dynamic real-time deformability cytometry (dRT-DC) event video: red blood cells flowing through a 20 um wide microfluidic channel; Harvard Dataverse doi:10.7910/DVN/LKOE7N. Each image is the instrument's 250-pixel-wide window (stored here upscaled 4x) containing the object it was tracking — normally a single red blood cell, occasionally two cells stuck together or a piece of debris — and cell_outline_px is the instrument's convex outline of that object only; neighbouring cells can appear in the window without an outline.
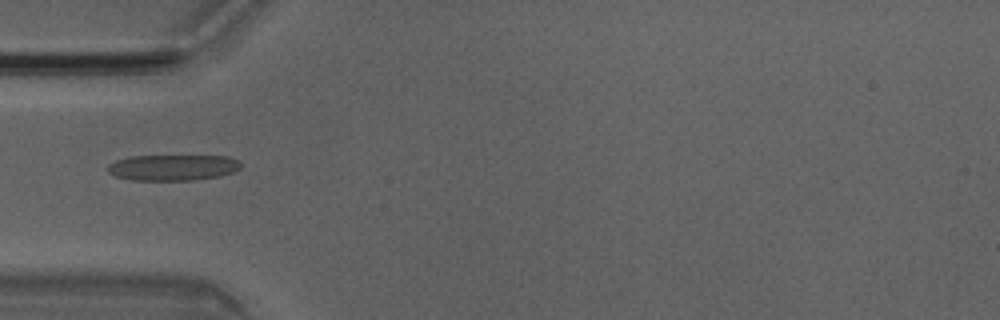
{"species": "Egyptian fruit bat (a non-hibernating species)", "species_latin": "Rousettus aegyptiacus", "temperature_condition": "room temperature", "stored_images_in_passage": 2, "camera_frame_rate_fps": 3000, "um_per_image_px": 0.085, "animal": {"sex": "male"}, "frame": {"image": 1, "passage_image": 1, "time_ms": 0.0, "image_size_px": [1000, 320], "cell_outline_px": [[240, 168], [232, 172], [220, 176], [192, 180], [132, 180], [116, 176], [108, 172], [108, 164], [116, 160], [128, 156], [228, 156], [240, 160]], "centroid_in_image_um": [14.69, 14.23], "position_along_channel_um": 70.3, "area_um2": 20.11}}